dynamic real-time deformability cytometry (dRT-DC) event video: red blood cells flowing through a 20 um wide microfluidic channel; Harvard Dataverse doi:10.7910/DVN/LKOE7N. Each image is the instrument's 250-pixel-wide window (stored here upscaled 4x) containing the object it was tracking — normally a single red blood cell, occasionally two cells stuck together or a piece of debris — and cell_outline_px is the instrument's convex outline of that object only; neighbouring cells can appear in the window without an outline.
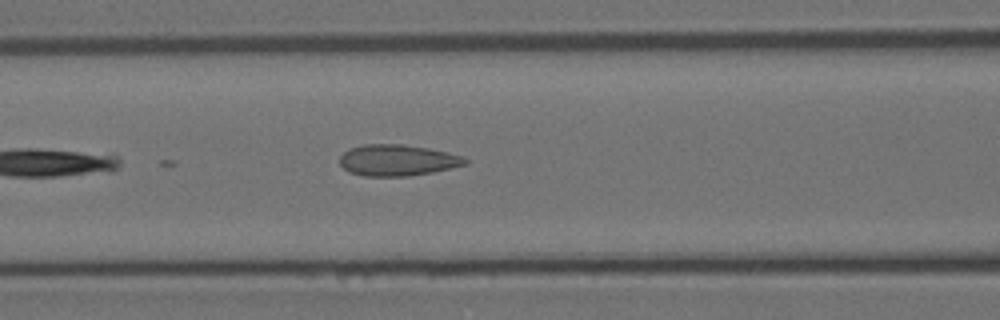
{"species": "Egyptian fruit bat (a non-hibernating species)", "species_latin": "Rousettus aegyptiacus", "temperature_condition": "room temperature", "stored_images_in_passage": 3, "camera_frame_rate_fps": 3000, "um_per_image_px": 0.085, "animal": {"sex": "female"}, "frame": {"image": 1, "passage_image": 3, "time_ms": 2.0, "image_size_px": [1000, 320], "cell_outline_px": [[468, 160], [464, 164], [432, 172], [408, 176], [364, 176], [348, 172], [340, 164], [340, 156], [348, 148], [364, 144], [404, 144], [428, 148], [464, 156]], "centroid_in_image_um": [33.73, 13.61], "position_along_channel_um": 132.9, "area_um2": 22.77}}